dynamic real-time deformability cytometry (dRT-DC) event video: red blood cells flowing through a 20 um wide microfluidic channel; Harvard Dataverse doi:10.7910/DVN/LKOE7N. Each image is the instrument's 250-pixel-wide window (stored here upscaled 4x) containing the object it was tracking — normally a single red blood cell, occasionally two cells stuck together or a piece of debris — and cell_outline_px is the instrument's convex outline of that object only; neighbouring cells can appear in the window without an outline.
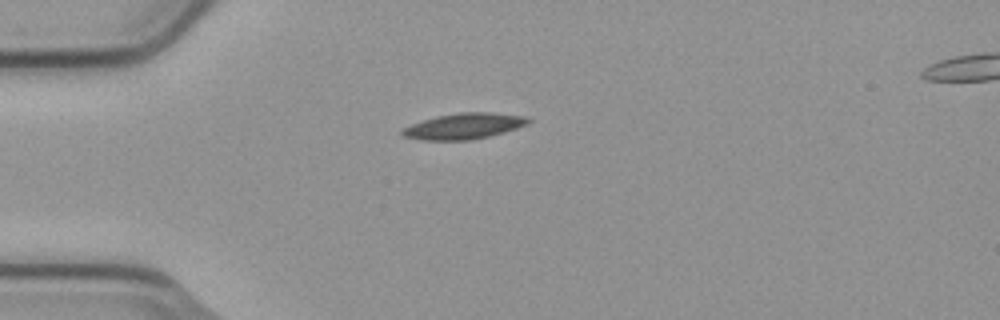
{"species": "common noctule bat (a hibernating species)", "species_latin": "Nyctalus noctula", "temperature_condition": "cold", "stored_images_in_passage": 2, "camera_frame_rate_fps": 3000, "um_per_image_px": 0.085, "animal": {"sex": "male", "body_mass_g": 23.1, "forearm_length_mm": 52.7}, "frame": {"image": 1, "passage_image": 2, "time_ms": 0.333, "image_size_px": [1000, 320], "cell_outline_px": [[532, 120], [528, 124], [516, 128], [488, 136], [472, 140], [420, 140], [404, 136], [400, 132], [404, 128], [412, 124], [436, 116], [460, 112], [492, 112], [528, 116]], "centroid_in_image_um": [39.47, 10.71], "position_along_channel_um": 45.5, "area_um2": 18.96}}